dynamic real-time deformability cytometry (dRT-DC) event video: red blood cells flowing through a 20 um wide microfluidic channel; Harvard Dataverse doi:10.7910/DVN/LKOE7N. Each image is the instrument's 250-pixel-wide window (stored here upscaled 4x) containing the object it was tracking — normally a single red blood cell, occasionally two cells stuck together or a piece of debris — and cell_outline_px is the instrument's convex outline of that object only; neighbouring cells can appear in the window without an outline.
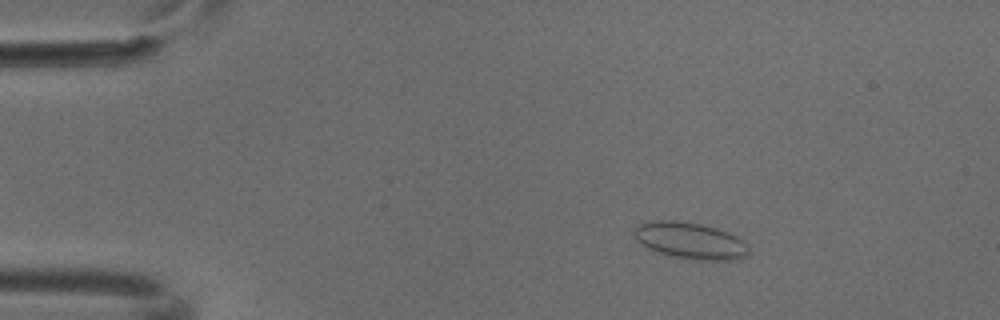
{"species": "common noctule bat (a hibernating species)", "species_latin": "Nyctalus noctula", "temperature_condition": "cold", "stored_images_in_passage": 3, "camera_frame_rate_fps": 3000, "um_per_image_px": 0.085, "animal": {"sex": "male", "body_mass_g": 18.8}, "frame": {"image": 1, "passage_image": 1, "time_ms": 0.0, "image_size_px": [1000, 320], "cell_outline_px": [[748, 256], [732, 260], [696, 260], [668, 256], [648, 248], [636, 240], [632, 232], [640, 224], [652, 220], [680, 220], [700, 224], [716, 228], [728, 232], [744, 240], [748, 244]], "centroid_in_image_um": [58.67, 20.46], "position_along_channel_um": 26.3, "area_um2": 24.68}}